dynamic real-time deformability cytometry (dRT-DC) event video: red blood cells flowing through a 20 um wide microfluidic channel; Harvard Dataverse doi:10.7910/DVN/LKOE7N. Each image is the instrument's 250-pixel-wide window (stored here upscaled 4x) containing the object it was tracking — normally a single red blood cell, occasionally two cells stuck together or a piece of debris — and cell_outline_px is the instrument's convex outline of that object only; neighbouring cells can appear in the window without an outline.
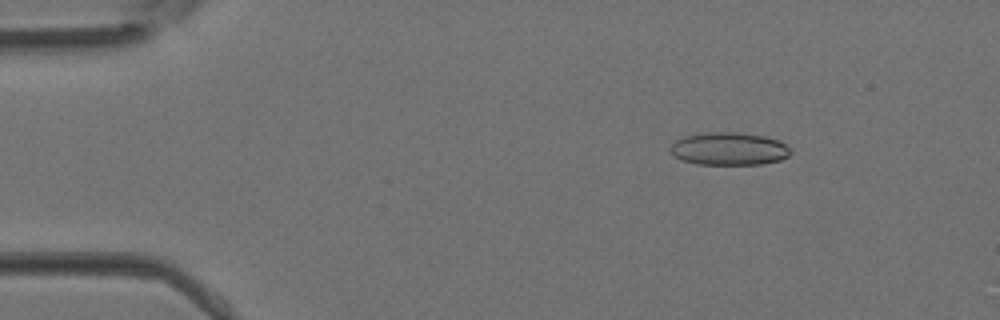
{"species": "Egyptian fruit bat (a non-hibernating species)", "species_latin": "Rousettus aegyptiacus", "temperature_condition": "room temperature", "stored_images_in_passage": 3, "camera_frame_rate_fps": 3000, "um_per_image_px": 0.085, "animal": {"sex": "female"}, "frame": {"image": 1, "passage_image": 1, "time_ms": 0.0, "image_size_px": [1000, 320], "cell_outline_px": [[792, 152], [788, 156], [780, 160], [760, 164], [696, 164], [680, 160], [672, 156], [668, 148], [676, 140], [684, 136], [708, 132], [736, 132], [764, 136], [780, 140], [792, 148]], "centroid_in_image_um": [61.95, 12.65], "position_along_channel_um": 23.0, "area_um2": 23.29}}